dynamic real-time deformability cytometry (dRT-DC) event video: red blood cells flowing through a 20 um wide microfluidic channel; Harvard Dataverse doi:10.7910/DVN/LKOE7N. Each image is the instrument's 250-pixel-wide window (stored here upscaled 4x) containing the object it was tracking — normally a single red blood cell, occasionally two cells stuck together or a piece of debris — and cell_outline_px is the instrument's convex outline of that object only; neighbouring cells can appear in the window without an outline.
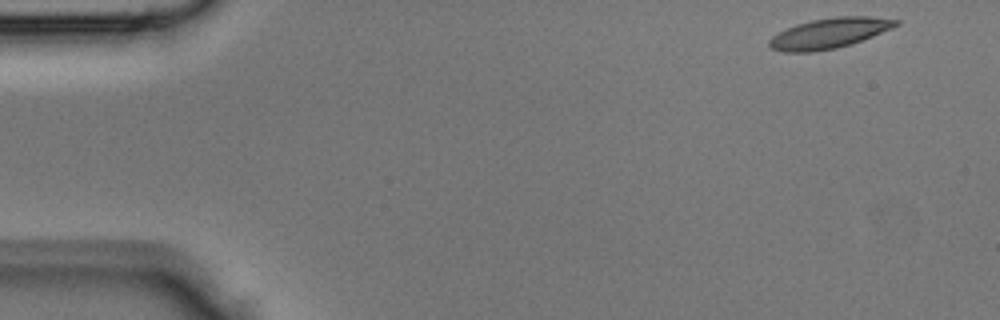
{"species": "Egyptian fruit bat (a non-hibernating species)", "species_latin": "Rousettus aegyptiacus", "temperature_condition": "room temperature", "stored_images_in_passage": 42, "camera_frame_rate_fps": 3000, "um_per_image_px": 0.085, "animal": {"sex": "male"}, "frame": {"image": 1, "passage_image": 1, "time_ms": 0.0, "image_size_px": [1000, 320], "cell_outline_px": [[900, 24], [892, 28], [852, 44], [836, 48], [812, 52], [784, 52], [772, 48], [768, 44], [768, 40], [772, 36], [796, 24], [812, 20], [836, 16], [868, 16], [900, 20]], "centroid_in_image_um": [70.5, 2.82], "position_along_channel_um": 14.5, "area_um2": 22.25}}
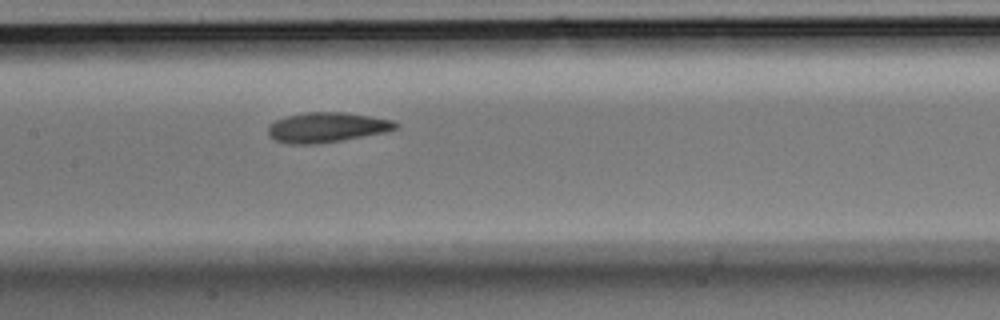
{"frame": {"image": 2, "passage_image": 19, "time_ms": 6.0, "image_size_px": [1000, 320], "cell_outline_px": [[400, 124], [396, 128], [388, 132], [340, 140], [312, 144], [288, 144], [276, 140], [268, 136], [268, 124], [284, 116], [304, 112], [344, 112], [392, 120]], "centroid_in_image_um": [27.75, 10.82], "position_along_channel_um": 179.7, "area_um2": 22.31}}
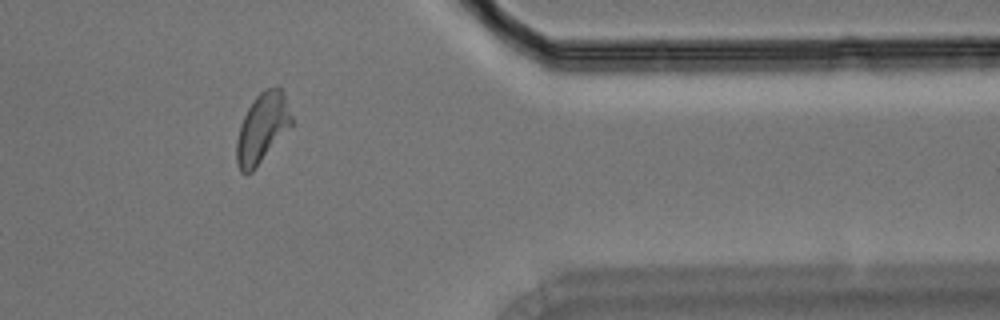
{"frame": {"image": 3, "passage_image": 34, "time_ms": 11.0, "image_size_px": [1000, 320], "cell_outline_px": [[292, 124], [252, 172], [240, 172], [236, 160], [236, 140], [240, 124], [248, 108], [256, 96], [264, 88], [276, 84], [284, 92], [292, 116]], "centroid_in_image_um": [22.28, 10.83], "position_along_channel_um": 389.1, "area_um2": 22.2}}